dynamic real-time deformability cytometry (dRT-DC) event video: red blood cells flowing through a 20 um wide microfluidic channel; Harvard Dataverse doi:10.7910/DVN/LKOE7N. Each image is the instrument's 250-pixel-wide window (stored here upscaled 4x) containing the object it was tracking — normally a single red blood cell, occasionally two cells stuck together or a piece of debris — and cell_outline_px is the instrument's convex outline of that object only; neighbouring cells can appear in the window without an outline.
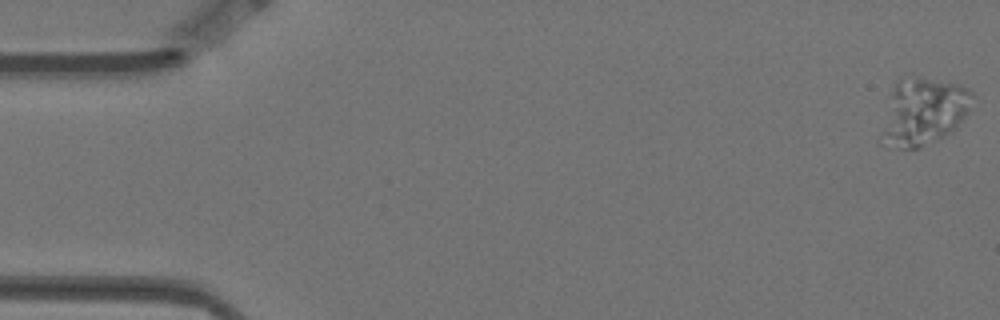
{"species": "Egyptian fruit bat (a non-hibernating species)", "species_latin": "Rousettus aegyptiacus", "temperature_condition": "warm", "stored_images_in_passage": 9, "camera_frame_rate_fps": 3000, "um_per_image_px": 0.085, "animal": {"sex": "female"}, "frame": {"image": 1, "passage_image": 1, "time_ms": 0.0, "image_size_px": [1000, 320], "cell_outline_px": [[976, 96], [968, 112], [956, 128], [952, 132], [916, 148], [884, 148], [880, 144], [880, 132], [892, 88], [900, 76], [916, 76], [960, 84], [968, 88]], "centroid_in_image_um": [78.46, 9.47], "position_along_channel_um": 6.5, "area_um2": 36.24}}
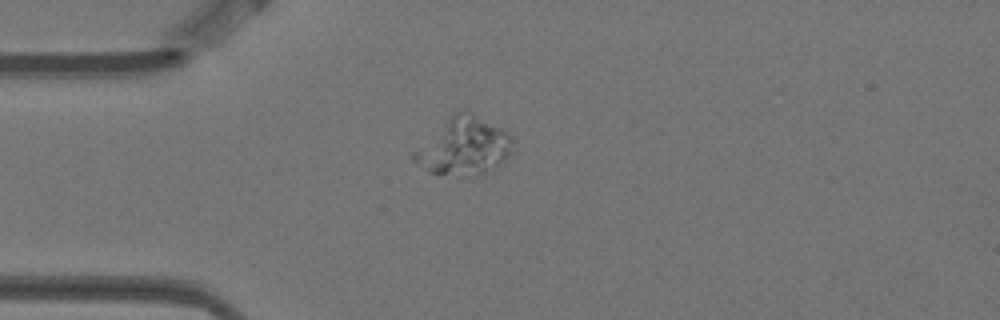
{"frame": {"image": 2, "passage_image": 4, "time_ms": 1.0, "image_size_px": [1000, 320], "cell_outline_px": [[516, 152], [496, 168], [484, 172], [428, 172], [416, 164], [412, 160], [412, 152], [456, 112], [468, 108], [508, 132], [512, 136]], "centroid_in_image_um": [39.52, 12.38], "position_along_channel_um": 45.5, "area_um2": 32.48}}
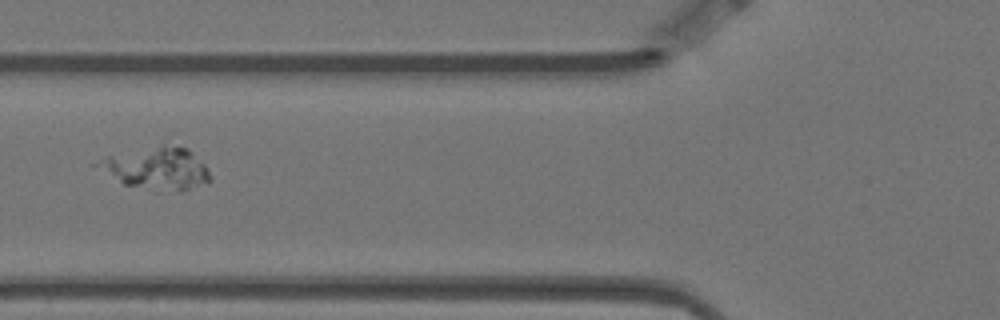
{"frame": {"image": 3, "passage_image": 6, "time_ms": 1.667, "image_size_px": [1000, 320], "cell_outline_px": [[212, 180], [208, 184], [180, 192], [156, 192], [124, 184], [88, 164], [108, 156], [160, 144], [164, 144], [188, 148], [204, 164], [212, 176]], "centroid_in_image_um": [13.32, 14.34], "position_along_channel_um": 112.5, "area_um2": 28.5}}